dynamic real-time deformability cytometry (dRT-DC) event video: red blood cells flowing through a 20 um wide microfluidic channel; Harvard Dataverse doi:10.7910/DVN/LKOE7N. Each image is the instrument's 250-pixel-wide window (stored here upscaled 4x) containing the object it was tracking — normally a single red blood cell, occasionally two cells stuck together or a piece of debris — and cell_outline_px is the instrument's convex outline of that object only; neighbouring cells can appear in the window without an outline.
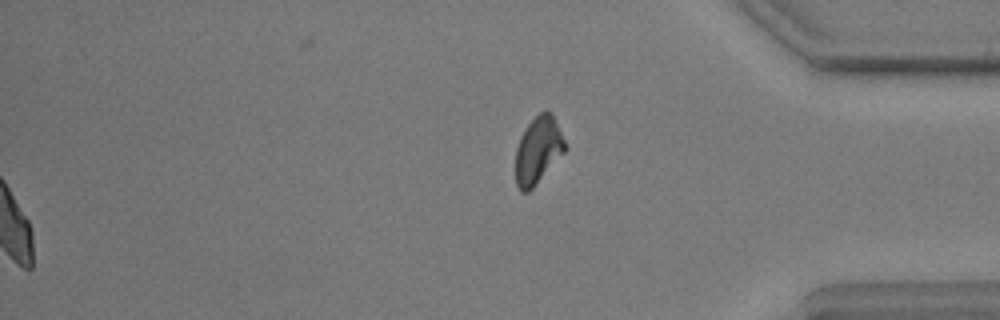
{"species": "common noctule bat (a hibernating species)", "species_latin": "Nyctalus noctula", "temperature_condition": "warm", "stored_images_in_passage": 60, "segment_of_instrument_passage": [2, 2], "camera_frame_rate_fps": 3000, "um_per_image_px": 0.085, "animal": {"sex": "male", "body_mass_g": 17.9, "forearm_length_mm": 54.2}, "frame": {"image": 1, "passage_image": 60, "time_ms": 19.667, "image_size_px": [1000, 320], "cell_outline_px": [[564, 152], [536, 184], [528, 192], [520, 192], [516, 184], [516, 148], [520, 136], [528, 124], [540, 112], [548, 108], [552, 112], [564, 140]], "centroid_in_image_um": [45.71, 12.75], "position_along_channel_um": 389.5, "area_um2": 19.07}}